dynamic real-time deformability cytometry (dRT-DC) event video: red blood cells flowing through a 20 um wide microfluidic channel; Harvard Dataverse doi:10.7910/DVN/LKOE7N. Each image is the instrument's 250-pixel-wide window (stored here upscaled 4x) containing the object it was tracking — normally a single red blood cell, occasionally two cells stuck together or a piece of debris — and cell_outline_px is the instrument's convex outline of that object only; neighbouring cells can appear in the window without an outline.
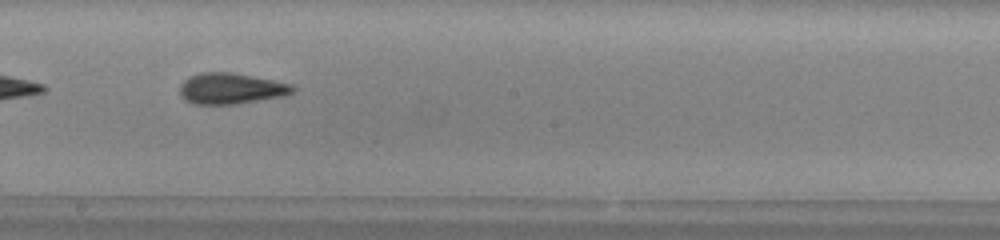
{"species": "common noctule bat (a hibernating species)", "species_latin": "Nyctalus noctula", "temperature_condition": "warm", "stored_images_in_passage": 40, "camera_frame_rate_fps": 3000, "um_per_image_px": 0.085, "animal": {"sex": "male", "body_mass_g": 13.0, "forearm_length_mm": 53.1}, "frame": {"image": 1, "passage_image": 18, "time_ms": 5.667, "image_size_px": [1000, 240], "cell_outline_px": [[296, 88], [292, 92], [284, 96], [232, 104], [192, 104], [184, 100], [180, 96], [180, 84], [188, 76], [200, 72], [232, 72], [292, 84]], "centroid_in_image_um": [19.58, 7.52], "position_along_channel_um": 228.6, "area_um2": 20.4}}
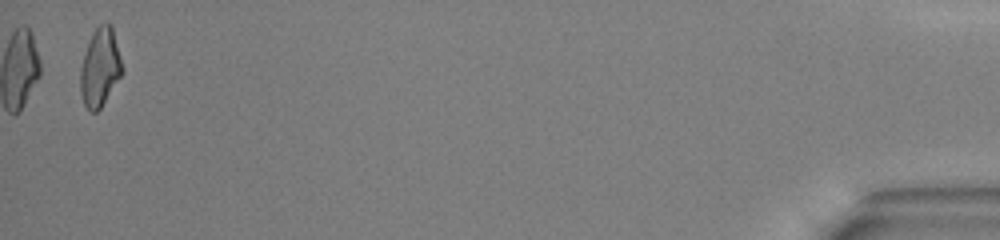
{"frame": {"image": 2, "passage_image": 40, "time_ms": 13.0, "image_size_px": [1000, 240], "cell_outline_px": [[124, 72], [100, 108], [96, 112], [92, 112], [84, 104], [80, 92], [80, 68], [92, 32], [104, 20], [108, 20], [112, 24], [124, 68]], "centroid_in_image_um": [8.53, 5.68], "position_along_channel_um": 426.7, "area_um2": 19.31}, "authors_computed_cell_mechanics": {"area_um2": 19.7965, "velocity_mm_per_s": 4.0231, "shape_relaxation_time_tau1_ms": 4.383, "shape_relaxation_time_tau2_ms": 2.2324, "deformation_change_tau1": 0.1578, "deformation_change_tau2": 0.1092}}